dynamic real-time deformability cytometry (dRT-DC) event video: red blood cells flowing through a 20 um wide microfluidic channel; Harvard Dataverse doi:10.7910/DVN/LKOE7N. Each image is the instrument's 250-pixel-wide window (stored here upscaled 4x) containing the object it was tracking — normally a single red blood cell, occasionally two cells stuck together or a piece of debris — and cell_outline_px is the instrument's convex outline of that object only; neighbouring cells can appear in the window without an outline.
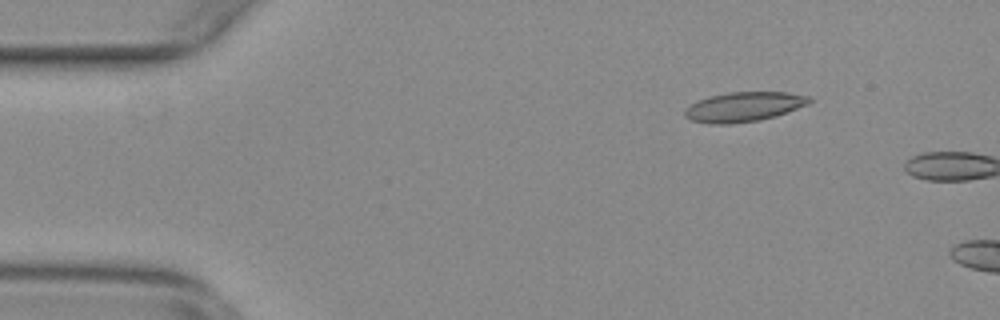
{"species": "common noctule bat (a hibernating species)", "species_latin": "Nyctalus noctula", "temperature_condition": "warm", "stored_images_in_passage": 8, "camera_frame_rate_fps": 3000, "um_per_image_px": 0.085, "animal": {"sex": "female", "body_mass_g": 29.2, "forearm_length_mm": 56.3}, "frame": {"image": 1, "passage_image": 7, "time_ms": 2.0, "image_size_px": [1000, 320], "cell_outline_px": [[812, 100], [808, 104], [788, 112], [776, 116], [760, 120], [732, 124], [712, 124], [692, 120], [684, 116], [684, 112], [692, 104], [708, 96], [728, 92], [788, 92], [808, 96]], "centroid_in_image_um": [63.25, 9.08], "position_along_channel_um": 21.7, "area_um2": 21.44}}